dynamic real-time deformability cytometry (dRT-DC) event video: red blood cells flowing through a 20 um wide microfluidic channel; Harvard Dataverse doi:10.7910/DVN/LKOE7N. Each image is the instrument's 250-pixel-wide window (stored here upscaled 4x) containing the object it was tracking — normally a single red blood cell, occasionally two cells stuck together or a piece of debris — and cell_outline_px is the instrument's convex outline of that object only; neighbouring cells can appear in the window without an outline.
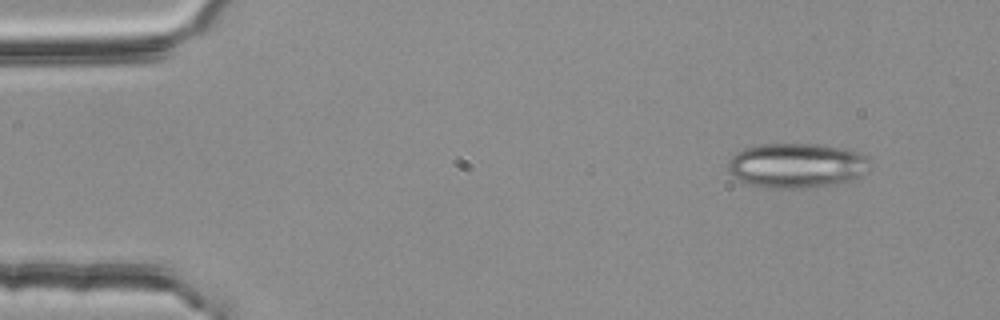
{"species": "common noctule bat (a hibernating species)", "species_latin": "Nyctalus noctula", "temperature_condition": "room temperature", "stored_images_in_passage": 5, "camera_frame_rate_fps": 3000, "um_per_image_px": 0.085, "animal": {"sex": "female", "body_mass_g": 25.1}, "frame": {"image": 1, "passage_image": 1, "time_ms": 0.0, "image_size_px": [1000, 320], "cell_outline_px": [[868, 160], [864, 172], [856, 180], [840, 184], [804, 188], [768, 188], [748, 184], [740, 180], [728, 172], [728, 160], [736, 152], [744, 148], [760, 144], [820, 144], [848, 148], [860, 152]], "centroid_in_image_um": [67.71, 14.07], "position_along_channel_um": 17.3, "area_um2": 37.4}}